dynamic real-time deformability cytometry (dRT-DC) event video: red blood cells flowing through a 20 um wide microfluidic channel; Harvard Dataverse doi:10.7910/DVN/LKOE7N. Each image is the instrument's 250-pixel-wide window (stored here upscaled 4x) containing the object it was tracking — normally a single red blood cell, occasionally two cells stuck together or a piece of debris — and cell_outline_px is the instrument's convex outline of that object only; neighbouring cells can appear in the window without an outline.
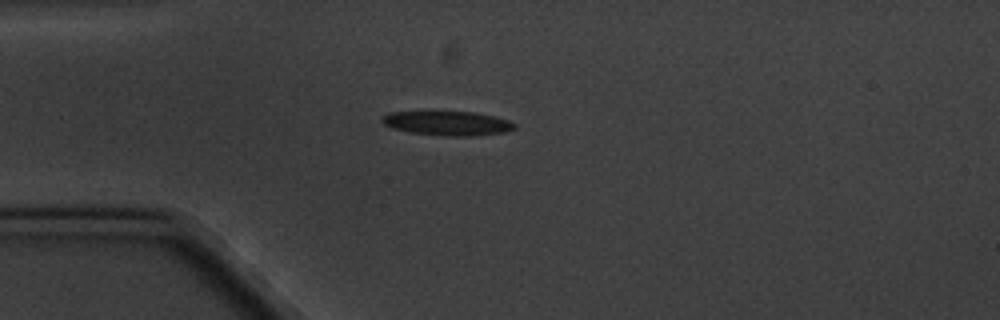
{"species": "common noctule bat (a hibernating species)", "species_latin": "Nyctalus noctula", "temperature_condition": "cold", "stored_images_in_passage": 9, "camera_frame_rate_fps": 3000, "um_per_image_px": 0.085, "animal": {"sex": "male", "body_mass_g": 20.1, "forearm_length_mm": 53.5}, "frame": {"image": 1, "passage_image": 4, "time_ms": 3.667, "image_size_px": [1000, 320], "cell_outline_px": [[516, 128], [504, 132], [468, 136], [448, 136], [412, 132], [392, 128], [384, 124], [380, 120], [380, 116], [388, 112], [476, 112], [496, 116], [508, 120], [516, 124]], "centroid_in_image_um": [38.03, 10.46], "position_along_channel_um": 47.0, "area_um2": 18.67}}
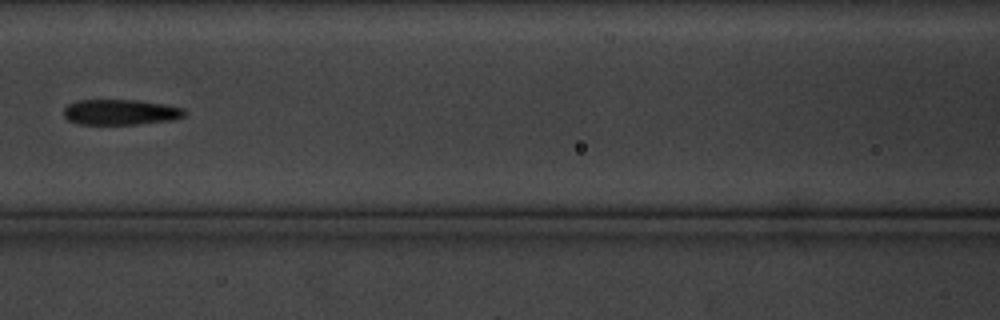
{"frame": {"image": 2, "passage_image": 7, "time_ms": 7.333, "image_size_px": [1000, 320], "cell_outline_px": [[184, 116], [172, 120], [136, 124], [76, 124], [68, 120], [64, 116], [64, 108], [68, 104], [76, 100], [140, 100], [164, 104], [184, 108]], "centroid_in_image_um": [10.21, 9.53], "position_along_channel_um": 156.4, "area_um2": 17.98}}